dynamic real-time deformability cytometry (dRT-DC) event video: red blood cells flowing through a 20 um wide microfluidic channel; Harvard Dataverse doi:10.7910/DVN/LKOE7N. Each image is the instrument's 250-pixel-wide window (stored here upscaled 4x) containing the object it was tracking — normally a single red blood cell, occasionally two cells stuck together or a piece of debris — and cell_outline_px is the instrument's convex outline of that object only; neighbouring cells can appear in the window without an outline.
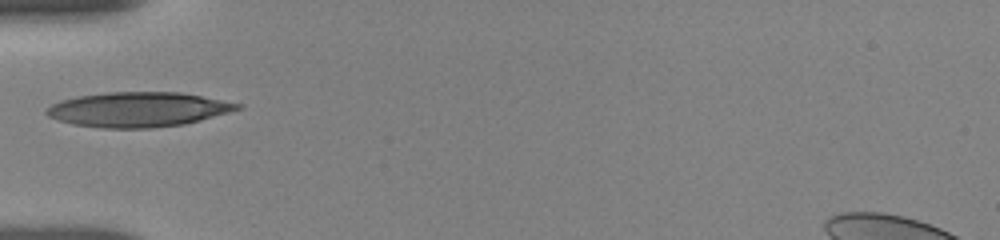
{"species": "human", "species_latin": "Homo sapiens", "temperature_condition": "room temperature", "stored_images_in_passage": 4, "camera_frame_rate_fps": 3000, "um_per_image_px": 0.085, "donor": {"sex": "female"}, "frame": {"image": 1, "passage_image": 1, "time_ms": 0.0, "image_size_px": [1000, 240], "cell_outline_px": [[244, 108], [200, 120], [184, 124], [152, 128], [100, 128], [72, 124], [48, 116], [44, 112], [52, 104], [60, 100], [80, 96], [108, 92], [180, 92], [244, 104]], "centroid_in_image_um": [11.77, 9.31], "position_along_channel_um": 73.2, "area_um2": 38.67}}